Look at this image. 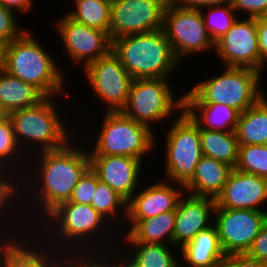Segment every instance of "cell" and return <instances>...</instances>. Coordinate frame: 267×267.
Masks as SVG:
<instances>
[{
  "mask_svg": "<svg viewBox=\"0 0 267 267\" xmlns=\"http://www.w3.org/2000/svg\"><path fill=\"white\" fill-rule=\"evenodd\" d=\"M71 142L72 140L60 149L36 153L30 156L31 158H28L26 169L19 179V190H21L19 193L21 196L18 198L21 200V202L19 201V208H22L20 210L23 213L20 218L22 219V216L26 213L25 215L27 216L23 218V222H25L24 225L26 227H31H29L28 230H34L59 204L69 201L72 191L79 179L90 168L88 148L85 149L83 146H79L80 144L77 143L75 145ZM71 144L74 145L72 146ZM23 203L26 204L27 207L23 205ZM28 206H30L29 209H27ZM34 211V217L32 216L31 218L30 215L28 217V214H32ZM36 215H38V217H36ZM28 222H33V224L30 223V225L27 226L28 224L26 223Z\"/></svg>",
  "mask_w": 267,
  "mask_h": 267,
  "instance_id": "cell-1",
  "label": "cell"
},
{
  "mask_svg": "<svg viewBox=\"0 0 267 267\" xmlns=\"http://www.w3.org/2000/svg\"><path fill=\"white\" fill-rule=\"evenodd\" d=\"M107 223L110 222L91 205L66 201L52 210L32 231L36 237L42 240L41 242L46 243L45 245L64 252H108L114 250V247L117 248L116 242L119 243V247L121 246V239H116V237L122 236V233L119 232V235L116 231L120 227V223L115 226L116 228ZM107 228H109V232ZM113 228L117 236H115ZM111 238H114L116 242Z\"/></svg>",
  "mask_w": 267,
  "mask_h": 267,
  "instance_id": "cell-2",
  "label": "cell"
},
{
  "mask_svg": "<svg viewBox=\"0 0 267 267\" xmlns=\"http://www.w3.org/2000/svg\"><path fill=\"white\" fill-rule=\"evenodd\" d=\"M30 33L27 29L19 38L7 44L5 71L32 84L46 97L57 98L64 95L69 98L68 93H63L66 92V76L62 74V67H59L46 47Z\"/></svg>",
  "mask_w": 267,
  "mask_h": 267,
  "instance_id": "cell-3",
  "label": "cell"
},
{
  "mask_svg": "<svg viewBox=\"0 0 267 267\" xmlns=\"http://www.w3.org/2000/svg\"><path fill=\"white\" fill-rule=\"evenodd\" d=\"M112 52L136 79L169 78L181 62L162 29L112 40Z\"/></svg>",
  "mask_w": 267,
  "mask_h": 267,
  "instance_id": "cell-4",
  "label": "cell"
},
{
  "mask_svg": "<svg viewBox=\"0 0 267 267\" xmlns=\"http://www.w3.org/2000/svg\"><path fill=\"white\" fill-rule=\"evenodd\" d=\"M53 98L55 97H46L33 107L8 113L17 143L27 157L60 149L72 140L73 133L69 134L72 131L65 127L57 103H54L57 99Z\"/></svg>",
  "mask_w": 267,
  "mask_h": 267,
  "instance_id": "cell-5",
  "label": "cell"
},
{
  "mask_svg": "<svg viewBox=\"0 0 267 267\" xmlns=\"http://www.w3.org/2000/svg\"><path fill=\"white\" fill-rule=\"evenodd\" d=\"M262 73L246 67H225L215 77L199 81L183 95L184 103H221L239 113L252 107L264 94Z\"/></svg>",
  "mask_w": 267,
  "mask_h": 267,
  "instance_id": "cell-6",
  "label": "cell"
},
{
  "mask_svg": "<svg viewBox=\"0 0 267 267\" xmlns=\"http://www.w3.org/2000/svg\"><path fill=\"white\" fill-rule=\"evenodd\" d=\"M97 140L89 155H117L143 161L156 147L155 134L147 126L137 123L121 111L105 112ZM92 150V151H91Z\"/></svg>",
  "mask_w": 267,
  "mask_h": 267,
  "instance_id": "cell-7",
  "label": "cell"
},
{
  "mask_svg": "<svg viewBox=\"0 0 267 267\" xmlns=\"http://www.w3.org/2000/svg\"><path fill=\"white\" fill-rule=\"evenodd\" d=\"M168 78H150L133 80L122 113L137 123L154 131L152 124L172 121L174 112L184 110L183 96L174 95ZM178 98V99H176ZM179 110V111H178ZM172 117V118H171Z\"/></svg>",
  "mask_w": 267,
  "mask_h": 267,
  "instance_id": "cell-8",
  "label": "cell"
},
{
  "mask_svg": "<svg viewBox=\"0 0 267 267\" xmlns=\"http://www.w3.org/2000/svg\"><path fill=\"white\" fill-rule=\"evenodd\" d=\"M181 113V114H180ZM172 120L166 134L165 173L168 182L184 185L202 157L199 126L183 110Z\"/></svg>",
  "mask_w": 267,
  "mask_h": 267,
  "instance_id": "cell-9",
  "label": "cell"
},
{
  "mask_svg": "<svg viewBox=\"0 0 267 267\" xmlns=\"http://www.w3.org/2000/svg\"><path fill=\"white\" fill-rule=\"evenodd\" d=\"M162 30L179 61L197 52L215 50L201 10L178 7L169 0L163 13Z\"/></svg>",
  "mask_w": 267,
  "mask_h": 267,
  "instance_id": "cell-10",
  "label": "cell"
},
{
  "mask_svg": "<svg viewBox=\"0 0 267 267\" xmlns=\"http://www.w3.org/2000/svg\"><path fill=\"white\" fill-rule=\"evenodd\" d=\"M83 72H85V77L96 94L95 96L107 104L108 108L105 111H122L134 79L119 58L111 51L88 64Z\"/></svg>",
  "mask_w": 267,
  "mask_h": 267,
  "instance_id": "cell-11",
  "label": "cell"
},
{
  "mask_svg": "<svg viewBox=\"0 0 267 267\" xmlns=\"http://www.w3.org/2000/svg\"><path fill=\"white\" fill-rule=\"evenodd\" d=\"M213 220L224 253H246L267 220V210L215 208Z\"/></svg>",
  "mask_w": 267,
  "mask_h": 267,
  "instance_id": "cell-12",
  "label": "cell"
},
{
  "mask_svg": "<svg viewBox=\"0 0 267 267\" xmlns=\"http://www.w3.org/2000/svg\"><path fill=\"white\" fill-rule=\"evenodd\" d=\"M169 0H112L111 40L160 30Z\"/></svg>",
  "mask_w": 267,
  "mask_h": 267,
  "instance_id": "cell-13",
  "label": "cell"
},
{
  "mask_svg": "<svg viewBox=\"0 0 267 267\" xmlns=\"http://www.w3.org/2000/svg\"><path fill=\"white\" fill-rule=\"evenodd\" d=\"M56 23L58 35L64 43L70 60L85 68L112 51V40L108 32L91 28L73 21L67 15L59 18ZM81 63V64H80Z\"/></svg>",
  "mask_w": 267,
  "mask_h": 267,
  "instance_id": "cell-14",
  "label": "cell"
},
{
  "mask_svg": "<svg viewBox=\"0 0 267 267\" xmlns=\"http://www.w3.org/2000/svg\"><path fill=\"white\" fill-rule=\"evenodd\" d=\"M214 51L224 67H246L260 72L256 18H237L215 42Z\"/></svg>",
  "mask_w": 267,
  "mask_h": 267,
  "instance_id": "cell-15",
  "label": "cell"
},
{
  "mask_svg": "<svg viewBox=\"0 0 267 267\" xmlns=\"http://www.w3.org/2000/svg\"><path fill=\"white\" fill-rule=\"evenodd\" d=\"M89 158L90 167L99 181L108 184L126 202L140 188L142 160L117 155H89Z\"/></svg>",
  "mask_w": 267,
  "mask_h": 267,
  "instance_id": "cell-16",
  "label": "cell"
},
{
  "mask_svg": "<svg viewBox=\"0 0 267 267\" xmlns=\"http://www.w3.org/2000/svg\"><path fill=\"white\" fill-rule=\"evenodd\" d=\"M266 202L267 179L233 168L215 208L265 211L260 205Z\"/></svg>",
  "mask_w": 267,
  "mask_h": 267,
  "instance_id": "cell-17",
  "label": "cell"
},
{
  "mask_svg": "<svg viewBox=\"0 0 267 267\" xmlns=\"http://www.w3.org/2000/svg\"><path fill=\"white\" fill-rule=\"evenodd\" d=\"M215 207V199L190 194L186 196L184 192L176 209L173 245L181 248L200 231L212 226Z\"/></svg>",
  "mask_w": 267,
  "mask_h": 267,
  "instance_id": "cell-18",
  "label": "cell"
},
{
  "mask_svg": "<svg viewBox=\"0 0 267 267\" xmlns=\"http://www.w3.org/2000/svg\"><path fill=\"white\" fill-rule=\"evenodd\" d=\"M174 184L173 182L160 180L151 185L149 184L144 189L141 188L142 191H136L127 202L126 219H147L156 217L161 213L176 210L185 190L183 185Z\"/></svg>",
  "mask_w": 267,
  "mask_h": 267,
  "instance_id": "cell-19",
  "label": "cell"
},
{
  "mask_svg": "<svg viewBox=\"0 0 267 267\" xmlns=\"http://www.w3.org/2000/svg\"><path fill=\"white\" fill-rule=\"evenodd\" d=\"M20 227L21 229L23 228L24 234L22 233V237L19 238L18 241L8 250L4 261L5 267L62 266L63 251L55 248L52 249V247L49 248V246H46L45 243L43 244L39 238L35 237V235H32L33 232L30 234V230H26L27 228H24L25 226H23V224H21L19 228ZM26 233H29L31 238Z\"/></svg>",
  "mask_w": 267,
  "mask_h": 267,
  "instance_id": "cell-20",
  "label": "cell"
},
{
  "mask_svg": "<svg viewBox=\"0 0 267 267\" xmlns=\"http://www.w3.org/2000/svg\"><path fill=\"white\" fill-rule=\"evenodd\" d=\"M232 169L224 162L202 155L192 177L183 185L185 193L216 200Z\"/></svg>",
  "mask_w": 267,
  "mask_h": 267,
  "instance_id": "cell-21",
  "label": "cell"
},
{
  "mask_svg": "<svg viewBox=\"0 0 267 267\" xmlns=\"http://www.w3.org/2000/svg\"><path fill=\"white\" fill-rule=\"evenodd\" d=\"M183 262L189 267H219L226 256L216 226L200 231L190 242L180 248Z\"/></svg>",
  "mask_w": 267,
  "mask_h": 267,
  "instance_id": "cell-22",
  "label": "cell"
},
{
  "mask_svg": "<svg viewBox=\"0 0 267 267\" xmlns=\"http://www.w3.org/2000/svg\"><path fill=\"white\" fill-rule=\"evenodd\" d=\"M119 238L128 246H125L127 250L117 247L119 253L135 267H180L181 265V259L173 255L171 249L173 245L136 242L128 233Z\"/></svg>",
  "mask_w": 267,
  "mask_h": 267,
  "instance_id": "cell-23",
  "label": "cell"
},
{
  "mask_svg": "<svg viewBox=\"0 0 267 267\" xmlns=\"http://www.w3.org/2000/svg\"><path fill=\"white\" fill-rule=\"evenodd\" d=\"M176 210L147 219H127L128 233L136 242L173 245Z\"/></svg>",
  "mask_w": 267,
  "mask_h": 267,
  "instance_id": "cell-24",
  "label": "cell"
},
{
  "mask_svg": "<svg viewBox=\"0 0 267 267\" xmlns=\"http://www.w3.org/2000/svg\"><path fill=\"white\" fill-rule=\"evenodd\" d=\"M184 111L200 128L217 131H235L240 114L221 103H184Z\"/></svg>",
  "mask_w": 267,
  "mask_h": 267,
  "instance_id": "cell-25",
  "label": "cell"
},
{
  "mask_svg": "<svg viewBox=\"0 0 267 267\" xmlns=\"http://www.w3.org/2000/svg\"><path fill=\"white\" fill-rule=\"evenodd\" d=\"M45 98L32 84L13 77L6 71L0 74V104L7 113L33 107Z\"/></svg>",
  "mask_w": 267,
  "mask_h": 267,
  "instance_id": "cell-26",
  "label": "cell"
},
{
  "mask_svg": "<svg viewBox=\"0 0 267 267\" xmlns=\"http://www.w3.org/2000/svg\"><path fill=\"white\" fill-rule=\"evenodd\" d=\"M239 145L267 144V96L239 114L235 130Z\"/></svg>",
  "mask_w": 267,
  "mask_h": 267,
  "instance_id": "cell-27",
  "label": "cell"
},
{
  "mask_svg": "<svg viewBox=\"0 0 267 267\" xmlns=\"http://www.w3.org/2000/svg\"><path fill=\"white\" fill-rule=\"evenodd\" d=\"M202 155L214 158L235 168L239 143L235 131L207 130L199 127Z\"/></svg>",
  "mask_w": 267,
  "mask_h": 267,
  "instance_id": "cell-28",
  "label": "cell"
},
{
  "mask_svg": "<svg viewBox=\"0 0 267 267\" xmlns=\"http://www.w3.org/2000/svg\"><path fill=\"white\" fill-rule=\"evenodd\" d=\"M74 9L67 16L73 21L109 33L112 0H73Z\"/></svg>",
  "mask_w": 267,
  "mask_h": 267,
  "instance_id": "cell-29",
  "label": "cell"
},
{
  "mask_svg": "<svg viewBox=\"0 0 267 267\" xmlns=\"http://www.w3.org/2000/svg\"><path fill=\"white\" fill-rule=\"evenodd\" d=\"M28 158L18 145L11 121L6 117L0 121V167L20 179L26 169Z\"/></svg>",
  "mask_w": 267,
  "mask_h": 267,
  "instance_id": "cell-30",
  "label": "cell"
},
{
  "mask_svg": "<svg viewBox=\"0 0 267 267\" xmlns=\"http://www.w3.org/2000/svg\"><path fill=\"white\" fill-rule=\"evenodd\" d=\"M91 206L105 217L110 222V225H116L117 223L115 222H117L118 219L124 220L127 218V202L108 184L101 181L97 183ZM120 214L121 217H125L120 218ZM111 219H113V221Z\"/></svg>",
  "mask_w": 267,
  "mask_h": 267,
  "instance_id": "cell-31",
  "label": "cell"
},
{
  "mask_svg": "<svg viewBox=\"0 0 267 267\" xmlns=\"http://www.w3.org/2000/svg\"><path fill=\"white\" fill-rule=\"evenodd\" d=\"M19 191H20L19 190V179L16 178V176L13 173H11L10 171L5 170V169H1L0 170V219L4 218L3 220H5L4 222H3V220H0V224H1L2 228L4 227V228H7L9 230L10 229V228H8V226H10L9 224H11L10 227H12V224H13V223H9L10 221H13L14 223L15 222L17 223V221H18L17 224L23 222V219L19 220L20 215H18L19 213L21 214V212H18V211H20L19 204H18L20 200L17 199L20 196ZM16 206H18V208H15ZM11 212H12V214H11ZM6 214L9 215V217H6L7 216ZM10 214H11V216H10ZM12 217H14V219L17 221H14V219L10 220V219H12ZM8 219H9V222H8ZM1 221L5 226H3ZM19 221H21V222H19ZM5 222L7 223V225Z\"/></svg>",
  "mask_w": 267,
  "mask_h": 267,
  "instance_id": "cell-32",
  "label": "cell"
},
{
  "mask_svg": "<svg viewBox=\"0 0 267 267\" xmlns=\"http://www.w3.org/2000/svg\"><path fill=\"white\" fill-rule=\"evenodd\" d=\"M205 9L208 13H205ZM201 9L206 30L214 43L220 39L237 20L231 3Z\"/></svg>",
  "mask_w": 267,
  "mask_h": 267,
  "instance_id": "cell-33",
  "label": "cell"
},
{
  "mask_svg": "<svg viewBox=\"0 0 267 267\" xmlns=\"http://www.w3.org/2000/svg\"><path fill=\"white\" fill-rule=\"evenodd\" d=\"M235 169L267 179V144L239 145Z\"/></svg>",
  "mask_w": 267,
  "mask_h": 267,
  "instance_id": "cell-34",
  "label": "cell"
},
{
  "mask_svg": "<svg viewBox=\"0 0 267 267\" xmlns=\"http://www.w3.org/2000/svg\"><path fill=\"white\" fill-rule=\"evenodd\" d=\"M61 267H117L116 255H114L113 250L108 252L74 253L63 251Z\"/></svg>",
  "mask_w": 267,
  "mask_h": 267,
  "instance_id": "cell-35",
  "label": "cell"
},
{
  "mask_svg": "<svg viewBox=\"0 0 267 267\" xmlns=\"http://www.w3.org/2000/svg\"><path fill=\"white\" fill-rule=\"evenodd\" d=\"M98 182L99 179L97 174L90 167L74 187L69 201L78 204L91 205V201Z\"/></svg>",
  "mask_w": 267,
  "mask_h": 267,
  "instance_id": "cell-36",
  "label": "cell"
},
{
  "mask_svg": "<svg viewBox=\"0 0 267 267\" xmlns=\"http://www.w3.org/2000/svg\"><path fill=\"white\" fill-rule=\"evenodd\" d=\"M15 15L14 11L0 4V41L6 44L19 38L27 30L19 26Z\"/></svg>",
  "mask_w": 267,
  "mask_h": 267,
  "instance_id": "cell-37",
  "label": "cell"
},
{
  "mask_svg": "<svg viewBox=\"0 0 267 267\" xmlns=\"http://www.w3.org/2000/svg\"><path fill=\"white\" fill-rule=\"evenodd\" d=\"M231 5L235 13L241 11L248 14V18L263 17L267 13V0H231Z\"/></svg>",
  "mask_w": 267,
  "mask_h": 267,
  "instance_id": "cell-38",
  "label": "cell"
},
{
  "mask_svg": "<svg viewBox=\"0 0 267 267\" xmlns=\"http://www.w3.org/2000/svg\"><path fill=\"white\" fill-rule=\"evenodd\" d=\"M219 267H267V262L250 257L246 253L228 254Z\"/></svg>",
  "mask_w": 267,
  "mask_h": 267,
  "instance_id": "cell-39",
  "label": "cell"
},
{
  "mask_svg": "<svg viewBox=\"0 0 267 267\" xmlns=\"http://www.w3.org/2000/svg\"><path fill=\"white\" fill-rule=\"evenodd\" d=\"M246 254L260 261L267 262V220Z\"/></svg>",
  "mask_w": 267,
  "mask_h": 267,
  "instance_id": "cell-40",
  "label": "cell"
},
{
  "mask_svg": "<svg viewBox=\"0 0 267 267\" xmlns=\"http://www.w3.org/2000/svg\"><path fill=\"white\" fill-rule=\"evenodd\" d=\"M258 49L260 53V73L267 63V20L263 17L256 18Z\"/></svg>",
  "mask_w": 267,
  "mask_h": 267,
  "instance_id": "cell-41",
  "label": "cell"
},
{
  "mask_svg": "<svg viewBox=\"0 0 267 267\" xmlns=\"http://www.w3.org/2000/svg\"><path fill=\"white\" fill-rule=\"evenodd\" d=\"M13 225L17 226V227H13V229L12 230L10 229V231H13L15 233L10 232L6 228L4 229L0 226V230H1V232H0V267H2L4 265L5 257L7 255L8 250L18 241V239L20 238L19 236L21 235V233L19 232L20 230L18 228L19 225H16V224H13ZM16 231H17V233H16ZM5 232H7V233L9 232V233L7 234ZM1 233H4V235ZM10 234H12V235H10ZM7 235L9 238L7 237Z\"/></svg>",
  "mask_w": 267,
  "mask_h": 267,
  "instance_id": "cell-42",
  "label": "cell"
},
{
  "mask_svg": "<svg viewBox=\"0 0 267 267\" xmlns=\"http://www.w3.org/2000/svg\"><path fill=\"white\" fill-rule=\"evenodd\" d=\"M178 7L201 10L206 7L225 5L231 0H171Z\"/></svg>",
  "mask_w": 267,
  "mask_h": 267,
  "instance_id": "cell-43",
  "label": "cell"
},
{
  "mask_svg": "<svg viewBox=\"0 0 267 267\" xmlns=\"http://www.w3.org/2000/svg\"><path fill=\"white\" fill-rule=\"evenodd\" d=\"M34 0H0V4L7 9L14 11L15 13H21L22 15L32 10Z\"/></svg>",
  "mask_w": 267,
  "mask_h": 267,
  "instance_id": "cell-44",
  "label": "cell"
},
{
  "mask_svg": "<svg viewBox=\"0 0 267 267\" xmlns=\"http://www.w3.org/2000/svg\"><path fill=\"white\" fill-rule=\"evenodd\" d=\"M6 48L7 44L0 41V74L6 70Z\"/></svg>",
  "mask_w": 267,
  "mask_h": 267,
  "instance_id": "cell-45",
  "label": "cell"
},
{
  "mask_svg": "<svg viewBox=\"0 0 267 267\" xmlns=\"http://www.w3.org/2000/svg\"><path fill=\"white\" fill-rule=\"evenodd\" d=\"M117 250V252H116ZM114 254H116V266L117 267H135L132 265L124 256L123 254L119 255V250L114 249ZM118 258V259H117ZM119 260V261H118Z\"/></svg>",
  "mask_w": 267,
  "mask_h": 267,
  "instance_id": "cell-46",
  "label": "cell"
},
{
  "mask_svg": "<svg viewBox=\"0 0 267 267\" xmlns=\"http://www.w3.org/2000/svg\"><path fill=\"white\" fill-rule=\"evenodd\" d=\"M6 117H8V113L3 109L0 104V121L4 120Z\"/></svg>",
  "mask_w": 267,
  "mask_h": 267,
  "instance_id": "cell-47",
  "label": "cell"
},
{
  "mask_svg": "<svg viewBox=\"0 0 267 267\" xmlns=\"http://www.w3.org/2000/svg\"><path fill=\"white\" fill-rule=\"evenodd\" d=\"M263 18H264L265 20H267V13L263 16Z\"/></svg>",
  "mask_w": 267,
  "mask_h": 267,
  "instance_id": "cell-48",
  "label": "cell"
}]
</instances>
